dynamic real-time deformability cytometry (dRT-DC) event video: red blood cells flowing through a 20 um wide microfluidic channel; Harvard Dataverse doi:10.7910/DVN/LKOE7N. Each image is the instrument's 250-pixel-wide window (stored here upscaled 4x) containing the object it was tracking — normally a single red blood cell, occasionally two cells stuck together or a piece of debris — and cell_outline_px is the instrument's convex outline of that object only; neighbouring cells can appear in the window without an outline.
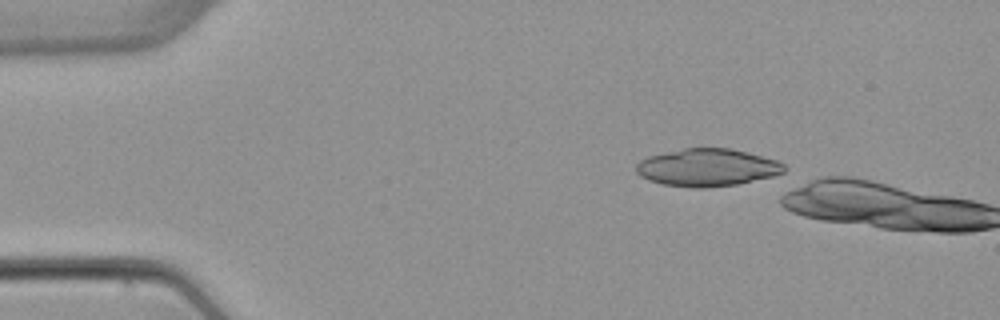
{"species": "common noctule bat (a hibernating species)", "species_latin": "Nyctalus noctula", "temperature_condition": "warm", "stored_images_in_passage": 2, "camera_frame_rate_fps": 3000, "um_per_image_px": 0.085, "animal": {"sex": "female", "body_mass_g": 22.7, "forearm_length_mm": 54.2}, "frame": {"image": 1, "passage_image": 1, "time_ms": 0.0, "image_size_px": [1000, 320], "cell_outline_px": [[788, 168], [784, 172], [772, 176], [736, 184], [704, 188], [692, 188], [664, 184], [648, 180], [640, 176], [636, 172], [636, 164], [640, 160], [648, 156], [684, 148], [732, 148], [748, 152], [776, 160], [784, 164]], "centroid_in_image_um": [60.11, 14.23], "position_along_channel_um": 24.9, "area_um2": 32.37}}